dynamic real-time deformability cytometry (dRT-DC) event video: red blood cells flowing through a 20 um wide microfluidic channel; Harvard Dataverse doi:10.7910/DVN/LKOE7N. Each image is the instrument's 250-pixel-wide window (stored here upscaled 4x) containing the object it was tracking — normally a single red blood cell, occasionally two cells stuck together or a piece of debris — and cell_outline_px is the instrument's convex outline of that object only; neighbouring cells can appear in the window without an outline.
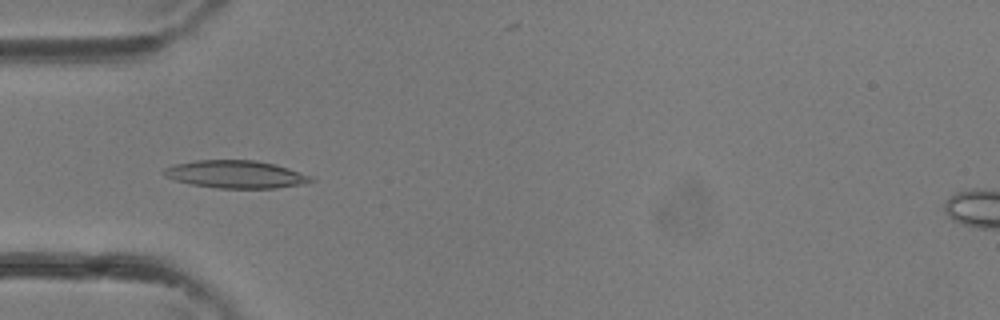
{"species": "common noctule bat (a hibernating species)", "species_latin": "Nyctalus noctula", "temperature_condition": "room temperature", "stored_images_in_passage": 36, "camera_frame_rate_fps": 3000, "um_per_image_px": 0.085, "animal": {"sex": "female"}, "frame": {"image": 1, "passage_image": 12, "time_ms": 3.667, "image_size_px": [1000, 320], "cell_outline_px": [[316, 180], [300, 184], [276, 188], [216, 188], [192, 184], [176, 180], [164, 176], [160, 172], [164, 168], [176, 164], [196, 160], [256, 160], [288, 168], [312, 176]], "centroid_in_image_um": [20.01, 14.81], "position_along_channel_um": 65.0, "area_um2": 23.58}}
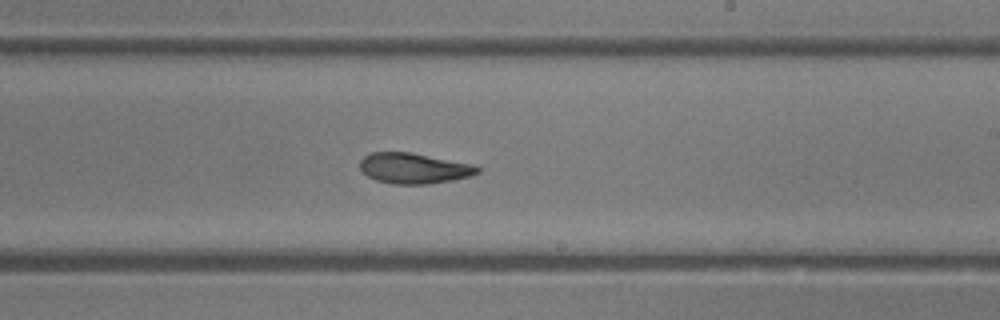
{"frame": {"image": 2, "passage_image": 22, "time_ms": 7.0, "image_size_px": [1000, 320], "cell_outline_px": [[480, 172], [468, 176], [452, 180], [428, 184], [392, 184], [376, 180], [368, 176], [360, 168], [360, 160], [364, 156], [372, 152], [412, 152], [472, 164], [480, 168]], "centroid_in_image_um": [35.16, 14.3], "position_along_channel_um": 253.8, "area_um2": 20.87}}
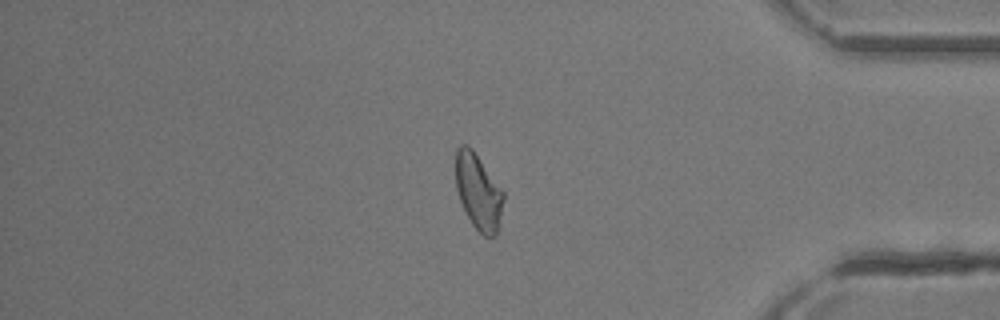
{"frame": {"image": 3, "passage_image": 31, "time_ms": 10.0, "image_size_px": [1000, 320], "cell_outline_px": [[504, 200], [496, 236], [492, 240], [484, 236], [472, 224], [460, 200], [456, 188], [456, 148], [460, 144], [468, 144], [472, 148], [504, 192]], "centroid_in_image_um": [40.66, 16.3], "position_along_channel_um": 394.5, "area_um2": 21.1}}